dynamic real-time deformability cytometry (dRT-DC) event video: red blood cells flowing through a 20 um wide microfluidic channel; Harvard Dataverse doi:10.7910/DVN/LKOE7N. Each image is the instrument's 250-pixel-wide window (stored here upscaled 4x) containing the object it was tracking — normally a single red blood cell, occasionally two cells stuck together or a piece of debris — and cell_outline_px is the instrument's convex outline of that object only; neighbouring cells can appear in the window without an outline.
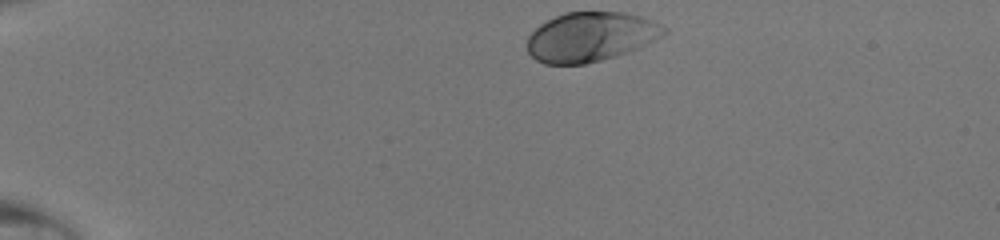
{"species": "human", "species_latin": "Homo sapiens", "temperature_condition": "room temperature", "stored_images_in_passage": 38, "camera_frame_rate_fps": 3000, "um_per_image_px": 0.085, "donor": {"sex": "male"}, "frame": {"image": 1, "passage_image": 1, "time_ms": 0.0, "image_size_px": [1000, 240], "cell_outline_px": [[668, 32], [664, 36], [628, 52], [616, 56], [584, 64], [544, 64], [536, 60], [528, 52], [528, 36], [540, 24], [564, 12], [624, 12], [640, 16], [652, 20], [668, 28]], "centroid_in_image_um": [50.23, 3.13], "position_along_channel_um": 34.8, "area_um2": 39.42}}
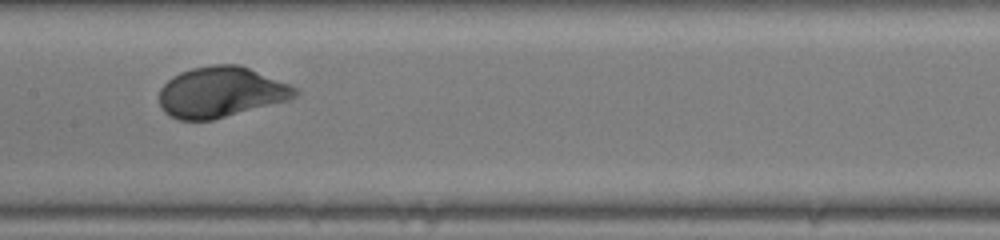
{"frame": {"image": 2, "passage_image": 17, "time_ms": 5.333, "image_size_px": [1000, 240], "cell_outline_px": [[300, 92], [292, 100], [212, 120], [180, 120], [164, 112], [160, 108], [160, 88], [172, 76], [180, 72], [192, 68], [212, 64], [240, 64], [288, 84], [296, 88]], "centroid_in_image_um": [18.79, 7.83], "position_along_channel_um": 188.6, "area_um2": 40.29}}
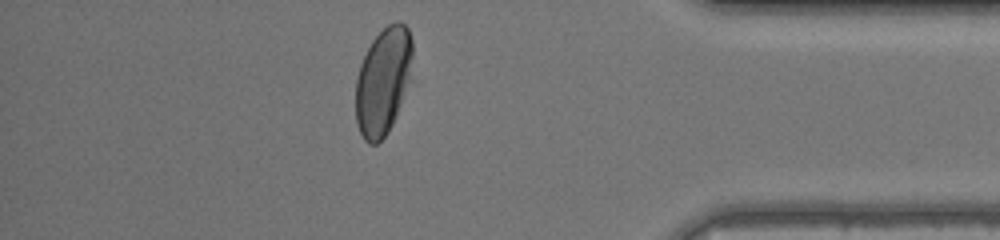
{"frame": {"image": 3, "passage_image": 33, "time_ms": 10.667, "image_size_px": [1000, 240], "cell_outline_px": [[412, 56], [408, 84], [396, 116], [388, 132], [376, 144], [368, 144], [364, 140], [356, 124], [356, 76], [360, 64], [372, 40], [388, 24], [396, 20], [400, 20], [408, 28], [412, 40]], "centroid_in_image_um": [32.55, 6.89], "position_along_channel_um": 402.6, "area_um2": 35.43}}